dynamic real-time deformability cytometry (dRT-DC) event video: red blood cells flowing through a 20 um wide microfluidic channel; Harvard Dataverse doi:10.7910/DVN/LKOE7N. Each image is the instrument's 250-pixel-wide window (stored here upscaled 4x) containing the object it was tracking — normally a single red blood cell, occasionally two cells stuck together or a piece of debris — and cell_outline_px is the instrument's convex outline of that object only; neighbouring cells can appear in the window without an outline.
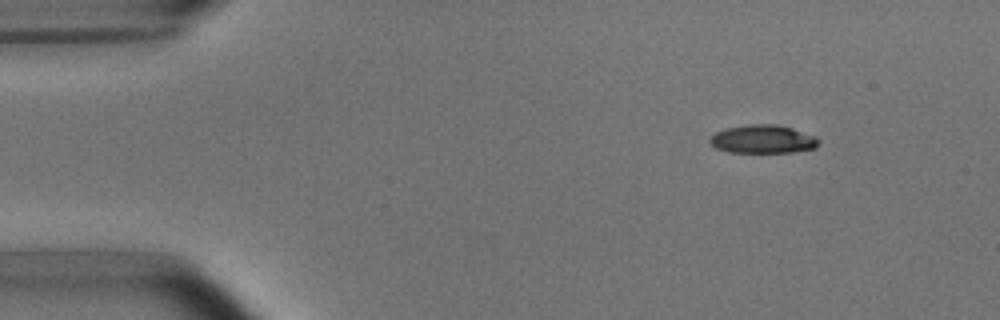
{"species": "common noctule bat (a hibernating species)", "species_latin": "Nyctalus noctula", "temperature_condition": "room temperature", "stored_images_in_passage": 4, "camera_frame_rate_fps": 3000, "um_per_image_px": 0.085, "animal": {"sex": "male", "body_mass_g": 15.6}, "frame": {"image": 1, "passage_image": 1, "time_ms": 0.0, "image_size_px": [1000, 320], "cell_outline_px": [[820, 144], [816, 148], [792, 152], [728, 152], [716, 148], [708, 140], [716, 132], [728, 128], [748, 124], [776, 124], [792, 128], [816, 136], [820, 140]], "centroid_in_image_um": [64.89, 11.83], "position_along_channel_um": 20.1, "area_um2": 17.98}}